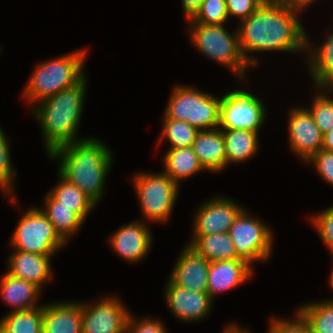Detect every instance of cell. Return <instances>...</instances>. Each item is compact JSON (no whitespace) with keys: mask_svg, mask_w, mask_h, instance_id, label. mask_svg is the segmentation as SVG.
<instances>
[{"mask_svg":"<svg viewBox=\"0 0 333 333\" xmlns=\"http://www.w3.org/2000/svg\"><path fill=\"white\" fill-rule=\"evenodd\" d=\"M210 263L187 246L181 253L169 280L180 288L207 293Z\"/></svg>","mask_w":333,"mask_h":333,"instance_id":"5bb4252c","label":"cell"},{"mask_svg":"<svg viewBox=\"0 0 333 333\" xmlns=\"http://www.w3.org/2000/svg\"><path fill=\"white\" fill-rule=\"evenodd\" d=\"M203 0H182L183 10L188 20L192 19L200 10Z\"/></svg>","mask_w":333,"mask_h":333,"instance_id":"f35d334b","label":"cell"},{"mask_svg":"<svg viewBox=\"0 0 333 333\" xmlns=\"http://www.w3.org/2000/svg\"><path fill=\"white\" fill-rule=\"evenodd\" d=\"M243 208L231 200L217 198L206 202L196 214L194 235H210L228 232Z\"/></svg>","mask_w":333,"mask_h":333,"instance_id":"4fadbf2b","label":"cell"},{"mask_svg":"<svg viewBox=\"0 0 333 333\" xmlns=\"http://www.w3.org/2000/svg\"><path fill=\"white\" fill-rule=\"evenodd\" d=\"M225 139L226 163L240 162L251 157L258 149V132L243 129H222Z\"/></svg>","mask_w":333,"mask_h":333,"instance_id":"cb8c5ba5","label":"cell"},{"mask_svg":"<svg viewBox=\"0 0 333 333\" xmlns=\"http://www.w3.org/2000/svg\"><path fill=\"white\" fill-rule=\"evenodd\" d=\"M59 176L60 182L49 194L57 201V206L73 208V212L84 222L95 203L60 173Z\"/></svg>","mask_w":333,"mask_h":333,"instance_id":"d4e9b609","label":"cell"},{"mask_svg":"<svg viewBox=\"0 0 333 333\" xmlns=\"http://www.w3.org/2000/svg\"><path fill=\"white\" fill-rule=\"evenodd\" d=\"M86 78L72 87L41 101L33 110L42 126L49 156L58 148L78 141L75 138L81 119Z\"/></svg>","mask_w":333,"mask_h":333,"instance_id":"3957f363","label":"cell"},{"mask_svg":"<svg viewBox=\"0 0 333 333\" xmlns=\"http://www.w3.org/2000/svg\"><path fill=\"white\" fill-rule=\"evenodd\" d=\"M325 41L322 47L311 53L310 69L318 87L333 89V34Z\"/></svg>","mask_w":333,"mask_h":333,"instance_id":"83f0119b","label":"cell"},{"mask_svg":"<svg viewBox=\"0 0 333 333\" xmlns=\"http://www.w3.org/2000/svg\"><path fill=\"white\" fill-rule=\"evenodd\" d=\"M46 207L42 212L53 224L56 233L66 243L68 235L77 231L83 221L73 212V208L57 206V201L48 193Z\"/></svg>","mask_w":333,"mask_h":333,"instance_id":"484cf974","label":"cell"},{"mask_svg":"<svg viewBox=\"0 0 333 333\" xmlns=\"http://www.w3.org/2000/svg\"><path fill=\"white\" fill-rule=\"evenodd\" d=\"M9 147L7 139L0 127V187L5 190V193H9L12 188L13 176H16V171L11 167L9 157Z\"/></svg>","mask_w":333,"mask_h":333,"instance_id":"d6a6232c","label":"cell"},{"mask_svg":"<svg viewBox=\"0 0 333 333\" xmlns=\"http://www.w3.org/2000/svg\"><path fill=\"white\" fill-rule=\"evenodd\" d=\"M199 130L186 121L164 117L162 135L171 143L170 148L191 147Z\"/></svg>","mask_w":333,"mask_h":333,"instance_id":"f546056e","label":"cell"},{"mask_svg":"<svg viewBox=\"0 0 333 333\" xmlns=\"http://www.w3.org/2000/svg\"><path fill=\"white\" fill-rule=\"evenodd\" d=\"M0 321V333H42L43 305L29 310L10 312Z\"/></svg>","mask_w":333,"mask_h":333,"instance_id":"4316f807","label":"cell"},{"mask_svg":"<svg viewBox=\"0 0 333 333\" xmlns=\"http://www.w3.org/2000/svg\"><path fill=\"white\" fill-rule=\"evenodd\" d=\"M85 51L86 49L76 51L38 64L24 91L26 99L40 103L43 99L79 83L85 77L82 68Z\"/></svg>","mask_w":333,"mask_h":333,"instance_id":"277c9868","label":"cell"},{"mask_svg":"<svg viewBox=\"0 0 333 333\" xmlns=\"http://www.w3.org/2000/svg\"><path fill=\"white\" fill-rule=\"evenodd\" d=\"M188 246L210 262L239 259L228 232L194 235Z\"/></svg>","mask_w":333,"mask_h":333,"instance_id":"7402d4cb","label":"cell"},{"mask_svg":"<svg viewBox=\"0 0 333 333\" xmlns=\"http://www.w3.org/2000/svg\"><path fill=\"white\" fill-rule=\"evenodd\" d=\"M332 254H333V252H332ZM330 285H331V287H333V272H332L331 278H330Z\"/></svg>","mask_w":333,"mask_h":333,"instance_id":"7bdbcfd3","label":"cell"},{"mask_svg":"<svg viewBox=\"0 0 333 333\" xmlns=\"http://www.w3.org/2000/svg\"><path fill=\"white\" fill-rule=\"evenodd\" d=\"M126 331L128 333H166V330L158 320H152L145 318L139 323L135 321V318L131 316L128 317L126 324Z\"/></svg>","mask_w":333,"mask_h":333,"instance_id":"74e56055","label":"cell"},{"mask_svg":"<svg viewBox=\"0 0 333 333\" xmlns=\"http://www.w3.org/2000/svg\"><path fill=\"white\" fill-rule=\"evenodd\" d=\"M58 156L62 161L58 172L96 204L112 164L109 149L102 142L89 138L71 142L50 155L53 159Z\"/></svg>","mask_w":333,"mask_h":333,"instance_id":"7a4b0ae2","label":"cell"},{"mask_svg":"<svg viewBox=\"0 0 333 333\" xmlns=\"http://www.w3.org/2000/svg\"><path fill=\"white\" fill-rule=\"evenodd\" d=\"M249 216L245 210H242L228 233L238 258L251 265L253 261L268 258L272 249L273 236L266 225Z\"/></svg>","mask_w":333,"mask_h":333,"instance_id":"30bf717a","label":"cell"},{"mask_svg":"<svg viewBox=\"0 0 333 333\" xmlns=\"http://www.w3.org/2000/svg\"><path fill=\"white\" fill-rule=\"evenodd\" d=\"M224 333H248L247 331H243L241 329H239L237 326L235 325H229L228 328L224 331Z\"/></svg>","mask_w":333,"mask_h":333,"instance_id":"b9f144b4","label":"cell"},{"mask_svg":"<svg viewBox=\"0 0 333 333\" xmlns=\"http://www.w3.org/2000/svg\"><path fill=\"white\" fill-rule=\"evenodd\" d=\"M170 99L165 114L168 118L186 121L199 131L219 127L220 98L194 88L178 86Z\"/></svg>","mask_w":333,"mask_h":333,"instance_id":"5b68a950","label":"cell"},{"mask_svg":"<svg viewBox=\"0 0 333 333\" xmlns=\"http://www.w3.org/2000/svg\"><path fill=\"white\" fill-rule=\"evenodd\" d=\"M313 106L309 109L314 121L321 131L325 134L333 130V99H329L326 95H316Z\"/></svg>","mask_w":333,"mask_h":333,"instance_id":"1f68e13d","label":"cell"},{"mask_svg":"<svg viewBox=\"0 0 333 333\" xmlns=\"http://www.w3.org/2000/svg\"><path fill=\"white\" fill-rule=\"evenodd\" d=\"M129 315L115 297L97 305L82 304V333H124Z\"/></svg>","mask_w":333,"mask_h":333,"instance_id":"8fae6325","label":"cell"},{"mask_svg":"<svg viewBox=\"0 0 333 333\" xmlns=\"http://www.w3.org/2000/svg\"><path fill=\"white\" fill-rule=\"evenodd\" d=\"M297 315L296 321H290V319L272 320L269 333H311L308 323L299 313Z\"/></svg>","mask_w":333,"mask_h":333,"instance_id":"d590c367","label":"cell"},{"mask_svg":"<svg viewBox=\"0 0 333 333\" xmlns=\"http://www.w3.org/2000/svg\"><path fill=\"white\" fill-rule=\"evenodd\" d=\"M16 252V253H15ZM9 259L10 275L33 283L41 288L42 283L52 279L50 257L51 255H38L15 250Z\"/></svg>","mask_w":333,"mask_h":333,"instance_id":"d6986e66","label":"cell"},{"mask_svg":"<svg viewBox=\"0 0 333 333\" xmlns=\"http://www.w3.org/2000/svg\"><path fill=\"white\" fill-rule=\"evenodd\" d=\"M2 299L10 306H15L13 312L37 308L35 305L40 288L33 283L10 275L8 272L0 282Z\"/></svg>","mask_w":333,"mask_h":333,"instance_id":"44dd1931","label":"cell"},{"mask_svg":"<svg viewBox=\"0 0 333 333\" xmlns=\"http://www.w3.org/2000/svg\"><path fill=\"white\" fill-rule=\"evenodd\" d=\"M292 5L299 7L303 9L304 7H307L306 5L312 3L313 0H287Z\"/></svg>","mask_w":333,"mask_h":333,"instance_id":"60d3db41","label":"cell"},{"mask_svg":"<svg viewBox=\"0 0 333 333\" xmlns=\"http://www.w3.org/2000/svg\"><path fill=\"white\" fill-rule=\"evenodd\" d=\"M292 150L308 161L322 149L323 134L308 109H292L288 124Z\"/></svg>","mask_w":333,"mask_h":333,"instance_id":"7c38bea8","label":"cell"},{"mask_svg":"<svg viewBox=\"0 0 333 333\" xmlns=\"http://www.w3.org/2000/svg\"><path fill=\"white\" fill-rule=\"evenodd\" d=\"M140 221L122 226L109 240L113 249L130 262L141 260L151 247V232Z\"/></svg>","mask_w":333,"mask_h":333,"instance_id":"2e32d148","label":"cell"},{"mask_svg":"<svg viewBox=\"0 0 333 333\" xmlns=\"http://www.w3.org/2000/svg\"><path fill=\"white\" fill-rule=\"evenodd\" d=\"M134 183L145 217L152 221H167L176 201L178 184L164 172L139 174Z\"/></svg>","mask_w":333,"mask_h":333,"instance_id":"ba28073f","label":"cell"},{"mask_svg":"<svg viewBox=\"0 0 333 333\" xmlns=\"http://www.w3.org/2000/svg\"><path fill=\"white\" fill-rule=\"evenodd\" d=\"M164 173L176 184L200 170H204L192 147L170 148L165 154Z\"/></svg>","mask_w":333,"mask_h":333,"instance_id":"603a6c76","label":"cell"},{"mask_svg":"<svg viewBox=\"0 0 333 333\" xmlns=\"http://www.w3.org/2000/svg\"><path fill=\"white\" fill-rule=\"evenodd\" d=\"M266 111L259 98L245 90H234L221 98L219 129L256 131L261 128Z\"/></svg>","mask_w":333,"mask_h":333,"instance_id":"9c48e42d","label":"cell"},{"mask_svg":"<svg viewBox=\"0 0 333 333\" xmlns=\"http://www.w3.org/2000/svg\"><path fill=\"white\" fill-rule=\"evenodd\" d=\"M42 333H82V303L43 306Z\"/></svg>","mask_w":333,"mask_h":333,"instance_id":"ac0fdd59","label":"cell"},{"mask_svg":"<svg viewBox=\"0 0 333 333\" xmlns=\"http://www.w3.org/2000/svg\"><path fill=\"white\" fill-rule=\"evenodd\" d=\"M191 147L204 169L221 171L227 165L225 139L221 129L200 130Z\"/></svg>","mask_w":333,"mask_h":333,"instance_id":"ffe728a7","label":"cell"},{"mask_svg":"<svg viewBox=\"0 0 333 333\" xmlns=\"http://www.w3.org/2000/svg\"><path fill=\"white\" fill-rule=\"evenodd\" d=\"M311 333H333V300L311 303L298 309Z\"/></svg>","mask_w":333,"mask_h":333,"instance_id":"f1b7e54d","label":"cell"},{"mask_svg":"<svg viewBox=\"0 0 333 333\" xmlns=\"http://www.w3.org/2000/svg\"><path fill=\"white\" fill-rule=\"evenodd\" d=\"M166 300L174 315L183 321L202 319L211 310V302H213L208 293L180 288L170 280L166 289Z\"/></svg>","mask_w":333,"mask_h":333,"instance_id":"9a60e30c","label":"cell"},{"mask_svg":"<svg viewBox=\"0 0 333 333\" xmlns=\"http://www.w3.org/2000/svg\"><path fill=\"white\" fill-rule=\"evenodd\" d=\"M252 266L242 259L213 261L208 272L207 293L211 299L218 292L235 288L252 275Z\"/></svg>","mask_w":333,"mask_h":333,"instance_id":"e0dca14e","label":"cell"},{"mask_svg":"<svg viewBox=\"0 0 333 333\" xmlns=\"http://www.w3.org/2000/svg\"><path fill=\"white\" fill-rule=\"evenodd\" d=\"M192 42L209 58L231 67L241 78L249 66L239 46L238 30L231 36L222 25L191 23Z\"/></svg>","mask_w":333,"mask_h":333,"instance_id":"8992f818","label":"cell"},{"mask_svg":"<svg viewBox=\"0 0 333 333\" xmlns=\"http://www.w3.org/2000/svg\"><path fill=\"white\" fill-rule=\"evenodd\" d=\"M314 162L316 170L319 175L333 185V151H328L325 149L319 150L315 153L308 162Z\"/></svg>","mask_w":333,"mask_h":333,"instance_id":"e575fe53","label":"cell"},{"mask_svg":"<svg viewBox=\"0 0 333 333\" xmlns=\"http://www.w3.org/2000/svg\"><path fill=\"white\" fill-rule=\"evenodd\" d=\"M11 238L14 250L53 255L65 242L56 233L53 224L42 209L33 208L23 214Z\"/></svg>","mask_w":333,"mask_h":333,"instance_id":"52a82bcc","label":"cell"},{"mask_svg":"<svg viewBox=\"0 0 333 333\" xmlns=\"http://www.w3.org/2000/svg\"><path fill=\"white\" fill-rule=\"evenodd\" d=\"M312 222L318 229L320 238L333 252V206L324 210L320 215L313 216Z\"/></svg>","mask_w":333,"mask_h":333,"instance_id":"836d02e7","label":"cell"},{"mask_svg":"<svg viewBox=\"0 0 333 333\" xmlns=\"http://www.w3.org/2000/svg\"><path fill=\"white\" fill-rule=\"evenodd\" d=\"M301 8L287 0H265L238 29L241 53L249 65L257 61L249 58L251 51L296 52L309 48L307 33L296 17ZM248 56V57H247Z\"/></svg>","mask_w":333,"mask_h":333,"instance_id":"6da1fadb","label":"cell"},{"mask_svg":"<svg viewBox=\"0 0 333 333\" xmlns=\"http://www.w3.org/2000/svg\"><path fill=\"white\" fill-rule=\"evenodd\" d=\"M228 17L225 0H203L200 10L190 19V22L222 25Z\"/></svg>","mask_w":333,"mask_h":333,"instance_id":"4dcf8cb0","label":"cell"},{"mask_svg":"<svg viewBox=\"0 0 333 333\" xmlns=\"http://www.w3.org/2000/svg\"><path fill=\"white\" fill-rule=\"evenodd\" d=\"M322 148L328 151H333V130L323 134Z\"/></svg>","mask_w":333,"mask_h":333,"instance_id":"ab89813d","label":"cell"},{"mask_svg":"<svg viewBox=\"0 0 333 333\" xmlns=\"http://www.w3.org/2000/svg\"><path fill=\"white\" fill-rule=\"evenodd\" d=\"M265 0H225L228 16L236 15L240 20L247 19Z\"/></svg>","mask_w":333,"mask_h":333,"instance_id":"8d00e7d4","label":"cell"}]
</instances>
